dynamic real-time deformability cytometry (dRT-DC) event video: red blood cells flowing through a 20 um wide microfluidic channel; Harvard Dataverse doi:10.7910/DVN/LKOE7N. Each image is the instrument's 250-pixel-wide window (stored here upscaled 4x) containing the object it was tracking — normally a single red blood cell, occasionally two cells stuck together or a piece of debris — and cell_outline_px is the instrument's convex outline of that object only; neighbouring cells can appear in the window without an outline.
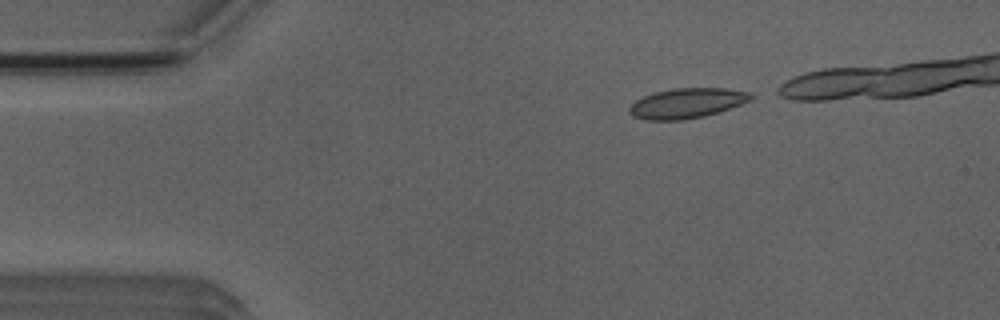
{"species": "Egyptian fruit bat (a non-hibernating species)", "species_latin": "Rousettus aegyptiacus", "temperature_condition": "room temperature", "stored_images_in_passage": 5, "camera_frame_rate_fps": 3000, "um_per_image_px": 0.085, "animal": {"sex": "male"}, "frame": {"image": 1, "passage_image": 1, "time_ms": 0.0, "image_size_px": [1000, 320], "cell_outline_px": [[756, 96], [752, 100], [720, 112], [704, 116], [684, 120], [644, 120], [632, 116], [628, 112], [628, 108], [636, 100], [652, 92], [672, 88], [724, 88], [752, 92]], "centroid_in_image_um": [58.41, 8.77], "position_along_channel_um": 26.6, "area_um2": 21.68}}